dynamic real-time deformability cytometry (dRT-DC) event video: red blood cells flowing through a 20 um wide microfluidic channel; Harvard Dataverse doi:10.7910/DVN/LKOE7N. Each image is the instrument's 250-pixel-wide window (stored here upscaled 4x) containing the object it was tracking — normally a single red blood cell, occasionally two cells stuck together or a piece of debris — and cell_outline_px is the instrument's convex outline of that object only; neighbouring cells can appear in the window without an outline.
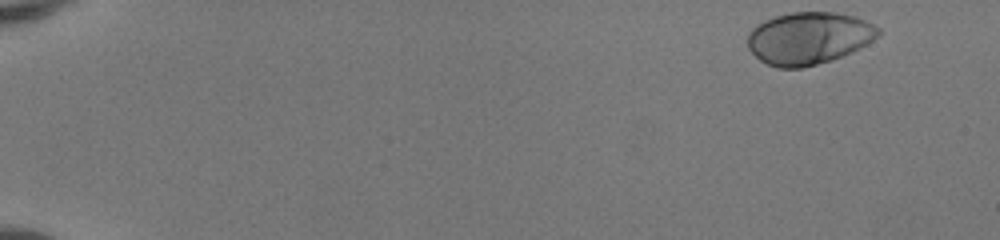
{"species": "human", "species_latin": "Homo sapiens", "temperature_condition": "room temperature", "stored_images_in_passage": 45, "camera_frame_rate_fps": 3000, "um_per_image_px": 0.085, "donor": {"sex": "female"}, "frame": {"image": 1, "passage_image": 1, "time_ms": 0.0, "image_size_px": [1000, 240], "cell_outline_px": [[880, 36], [860, 48], [852, 52], [816, 64], [800, 68], [776, 68], [760, 60], [748, 48], [748, 32], [756, 24], [764, 20], [776, 16], [792, 12], [832, 12], [856, 16], [880, 28]], "centroid_in_image_um": [68.74, 3.23], "position_along_channel_um": 16.3, "area_um2": 39.77}}
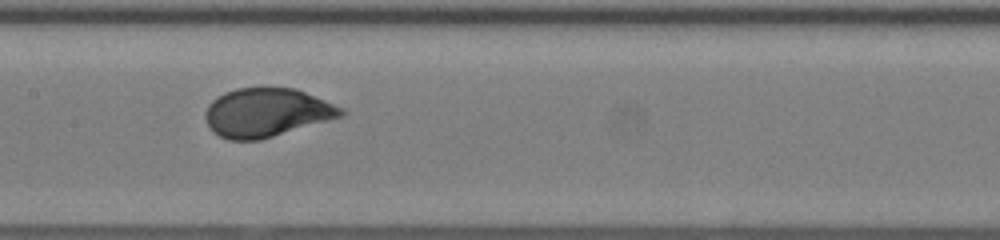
{"frame": {"image": 2, "passage_image": 25, "time_ms": 8.0, "image_size_px": [1000, 240], "cell_outline_px": [[348, 112], [344, 116], [260, 140], [228, 140], [212, 132], [204, 116], [204, 112], [208, 104], [216, 96], [224, 92], [236, 88], [296, 88], [344, 108]], "centroid_in_image_um": [22.66, 9.57], "position_along_channel_um": 184.7, "area_um2": 38.78}}
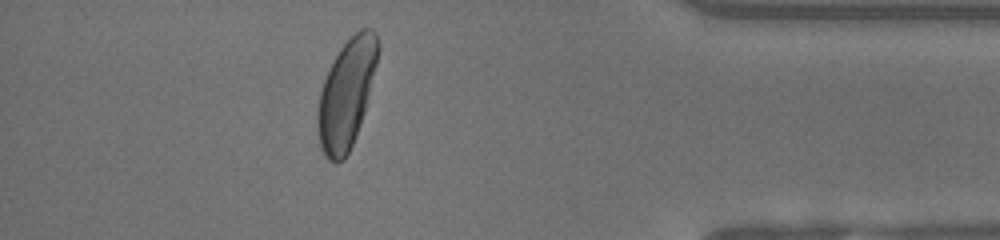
{"frame": {"image": 3, "passage_image": 43, "time_ms": 14.0, "image_size_px": [1000, 240], "cell_outline_px": [[380, 48], [364, 112], [356, 136], [344, 160], [336, 164], [328, 160], [324, 156], [320, 144], [320, 92], [324, 80], [340, 48], [360, 28], [372, 28], [376, 32], [380, 44]], "centroid_in_image_um": [29.5, 7.94], "position_along_channel_um": 405.7, "area_um2": 37.11}, "authors_computed_cell_mechanics": {"area_um2": 38.437, "velocity_mm_per_s": 4.1518, "shape_relaxation_time_tau1_ms": 2.3953, "shape_relaxation_time_tau2_ms": null, "deformation_change_tau1": 0.1728, "deformation_change_tau2": null}}